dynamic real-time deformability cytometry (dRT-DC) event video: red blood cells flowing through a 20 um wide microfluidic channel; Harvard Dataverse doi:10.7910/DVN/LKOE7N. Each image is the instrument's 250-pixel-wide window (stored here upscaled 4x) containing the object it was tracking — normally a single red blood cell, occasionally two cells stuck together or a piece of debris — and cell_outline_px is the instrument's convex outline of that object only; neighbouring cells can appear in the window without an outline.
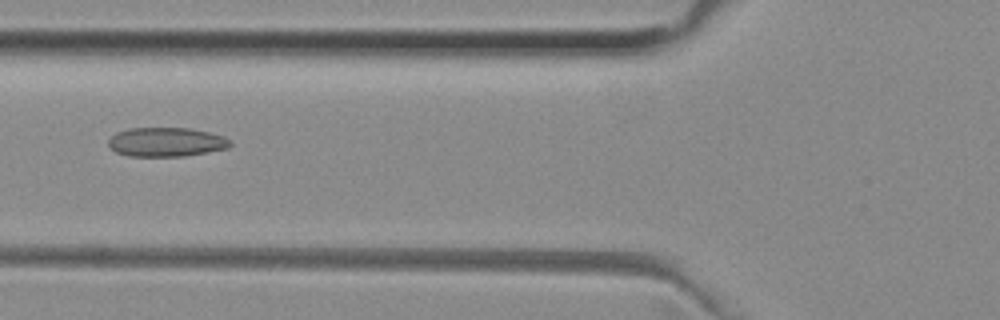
{"species": "common noctule bat (a hibernating species)", "species_latin": "Nyctalus noctula", "temperature_condition": "room temperature", "stored_images_in_passage": 37, "camera_frame_rate_fps": 3000, "um_per_image_px": 0.085, "animal": {"sex": "female", "body_mass_g": 29.2, "forearm_length_mm": 56.3}, "frame": {"image": 1, "passage_image": 5, "time_ms": 1.333, "image_size_px": [1000, 320], "cell_outline_px": [[232, 144], [228, 148], [208, 152], [184, 156], [128, 156], [116, 152], [108, 144], [108, 140], [116, 132], [128, 128], [188, 128], [208, 132], [224, 136], [232, 140]], "centroid_in_image_um": [14.15, 12.07], "position_along_channel_um": 111.7, "area_um2": 20.75}}
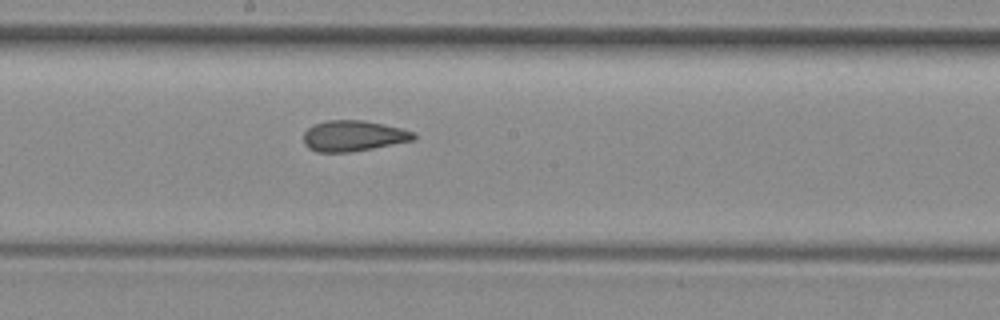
{"frame": {"image": 2, "passage_image": 13, "time_ms": 4.0, "image_size_px": [1000, 320], "cell_outline_px": [[416, 140], [372, 148], [348, 152], [316, 152], [308, 148], [304, 144], [304, 132], [308, 128], [316, 124], [328, 120], [364, 120], [384, 124], [416, 132]], "centroid_in_image_um": [30.06, 11.55], "position_along_channel_um": 218.1, "area_um2": 19.77}}
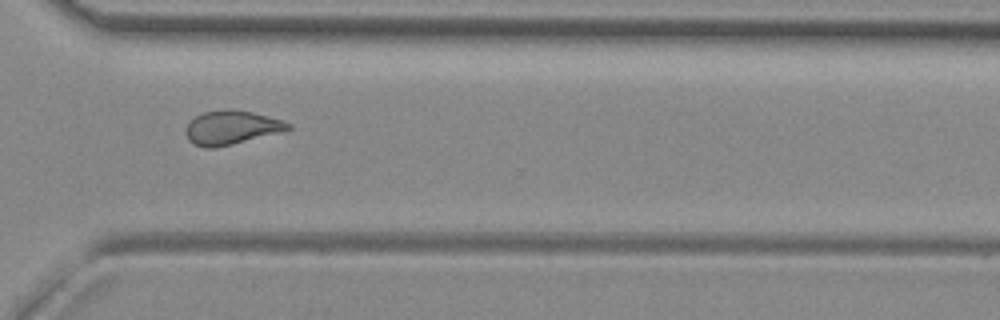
{"frame": {"image": 3, "passage_image": 23, "time_ms": 7.333, "image_size_px": [1000, 320], "cell_outline_px": [[292, 128], [232, 144], [216, 148], [204, 148], [188, 140], [184, 132], [184, 128], [196, 116], [204, 112], [224, 108], [228, 108], [252, 112], [284, 120], [292, 124]], "centroid_in_image_um": [19.64, 10.83], "position_along_channel_um": 351.0, "area_um2": 20.11}, "authors_computed_cell_mechanics": {"area_um2": 20.1722, "velocity_mm_per_s": 3.9877, "shape_relaxation_time_tau1_ms": null, "shape_relaxation_time_tau2_ms": 1.7719, "deformation_change_tau1": null, "deformation_change_tau2": 0.0972}}